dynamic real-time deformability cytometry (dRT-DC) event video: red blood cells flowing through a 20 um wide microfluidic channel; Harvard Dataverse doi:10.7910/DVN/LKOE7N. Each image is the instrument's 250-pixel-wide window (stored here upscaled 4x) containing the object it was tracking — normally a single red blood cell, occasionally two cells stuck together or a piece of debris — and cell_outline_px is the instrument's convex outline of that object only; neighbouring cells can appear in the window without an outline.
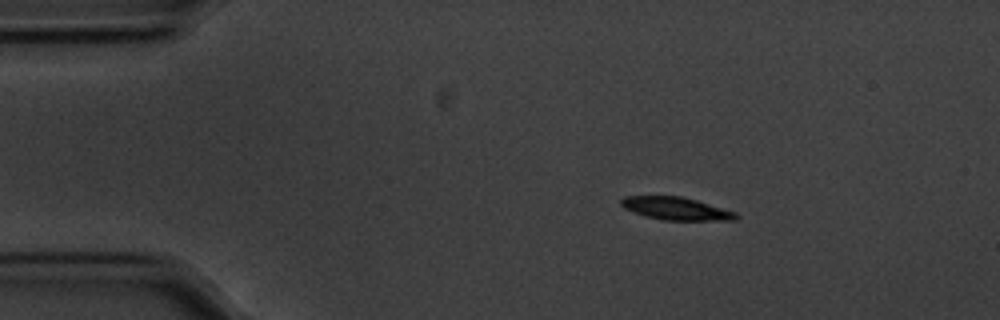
{"species": "common noctule bat (a hibernating species)", "species_latin": "Nyctalus noctula", "temperature_condition": "cold", "stored_images_in_passage": 48, "camera_frame_rate_fps": 3000, "um_per_image_px": 0.085, "animal": {"sex": "male", "body_mass_g": 20.1, "forearm_length_mm": 53.5}, "frame": {"image": 1, "passage_image": 1, "time_ms": 0.0, "image_size_px": [1000, 320], "cell_outline_px": [[740, 216], [736, 220], [664, 220], [644, 216], [632, 212], [624, 208], [620, 204], [620, 200], [624, 196], [680, 196], [696, 200], [736, 212]], "centroid_in_image_um": [57.44, 17.73], "position_along_channel_um": 27.6, "area_um2": 15.26}}
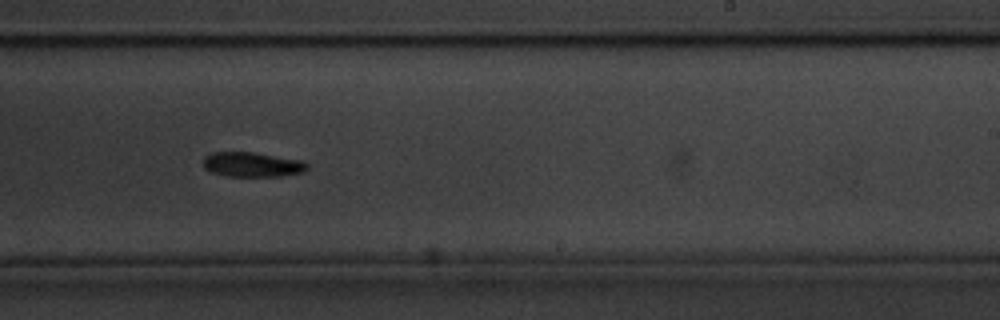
{"frame": {"image": 2, "passage_image": 26, "time_ms": 8.333, "image_size_px": [1000, 320], "cell_outline_px": [[308, 168], [304, 172], [280, 176], [228, 176], [212, 172], [204, 168], [204, 156], [212, 152], [252, 152], [300, 160], [308, 164]], "centroid_in_image_um": [21.43, 13.98], "position_along_channel_um": 267.6, "area_um2": 14.85}}
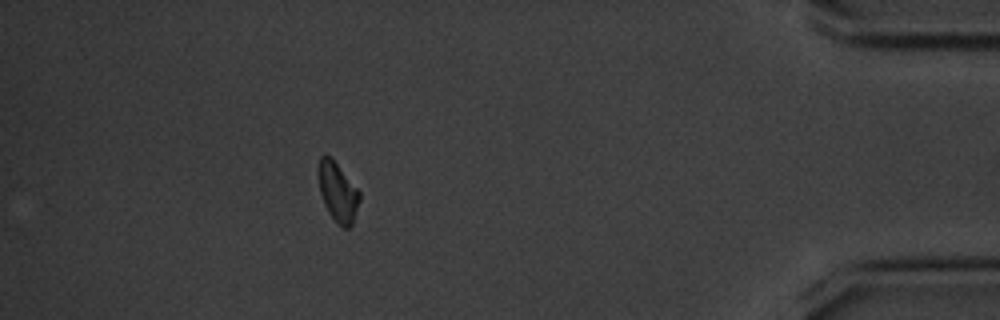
{"frame": {"image": 3, "passage_image": 42, "time_ms": 13.667, "image_size_px": [1000, 320], "cell_outline_px": [[360, 200], [352, 224], [348, 228], [344, 228], [328, 212], [324, 204], [320, 192], [316, 172], [316, 168], [320, 156], [328, 156], [336, 164], [360, 192]], "centroid_in_image_um": [28.67, 16.31], "position_along_channel_um": 406.5, "area_um2": 13.99}, "authors_computed_cell_mechanics": {"area_um2": 15.2592, "velocity_mm_per_s": 3.5467, "shape_relaxation_time_tau1_ms": 1.7646, "shape_relaxation_time_tau2_ms": null, "deformation_change_tau1": 0.1018, "deformation_change_tau2": null}}